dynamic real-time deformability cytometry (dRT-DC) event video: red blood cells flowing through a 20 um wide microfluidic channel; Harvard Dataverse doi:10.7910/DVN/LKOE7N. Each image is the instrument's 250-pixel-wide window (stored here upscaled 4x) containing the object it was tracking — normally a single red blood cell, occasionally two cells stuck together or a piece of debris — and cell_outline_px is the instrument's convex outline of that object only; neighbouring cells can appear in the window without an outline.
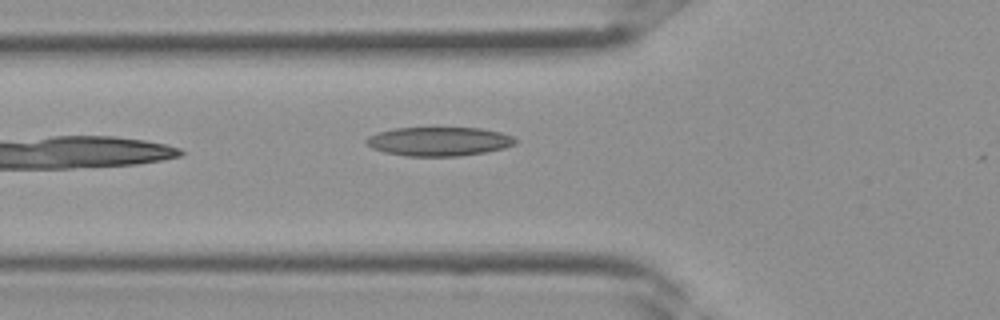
{"species": "Egyptian fruit bat (a non-hibernating species)", "species_latin": "Rousettus aegyptiacus", "temperature_condition": "room temperature", "stored_images_in_passage": 6, "segment_of_instrument_passage": [1, 2], "camera_frame_rate_fps": 3000, "um_per_image_px": 0.085, "frame": {"image": 1, "passage_image": 4, "time_ms": 1.0, "image_size_px": [1000, 320], "cell_outline_px": [[516, 144], [504, 148], [488, 152], [460, 156], [408, 156], [384, 152], [372, 148], [364, 140], [368, 136], [392, 128], [480, 128], [500, 132], [512, 136], [516, 140]], "centroid_in_image_um": [37.32, 12.02], "position_along_channel_um": 88.5, "area_um2": 25.14}}